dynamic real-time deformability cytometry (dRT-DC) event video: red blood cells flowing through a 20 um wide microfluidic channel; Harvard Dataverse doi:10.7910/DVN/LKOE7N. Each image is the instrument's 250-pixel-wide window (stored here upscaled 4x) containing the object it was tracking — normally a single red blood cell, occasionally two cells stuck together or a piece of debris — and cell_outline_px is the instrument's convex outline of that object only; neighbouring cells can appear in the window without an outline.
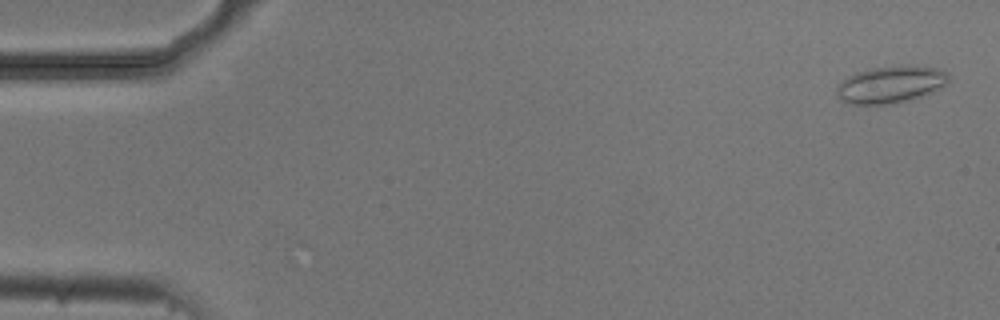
{"species": "common noctule bat (a hibernating species)", "species_latin": "Nyctalus noctula", "temperature_condition": "cold", "stored_images_in_passage": 5, "camera_frame_rate_fps": 3000, "um_per_image_px": 0.085, "animal": {"sex": "male", "body_mass_g": 20.5, "forearm_length_mm": 52.5}, "frame": {"image": 1, "passage_image": 1, "time_ms": 0.0, "image_size_px": [1000, 320], "cell_outline_px": [[948, 80], [944, 84], [932, 92], [896, 104], [852, 104], [836, 96], [836, 88], [848, 76], [856, 72], [868, 68], [900, 64], [916, 64], [936, 68], [948, 72]], "centroid_in_image_um": [75.71, 7.15], "position_along_channel_um": 9.3, "area_um2": 24.39}}